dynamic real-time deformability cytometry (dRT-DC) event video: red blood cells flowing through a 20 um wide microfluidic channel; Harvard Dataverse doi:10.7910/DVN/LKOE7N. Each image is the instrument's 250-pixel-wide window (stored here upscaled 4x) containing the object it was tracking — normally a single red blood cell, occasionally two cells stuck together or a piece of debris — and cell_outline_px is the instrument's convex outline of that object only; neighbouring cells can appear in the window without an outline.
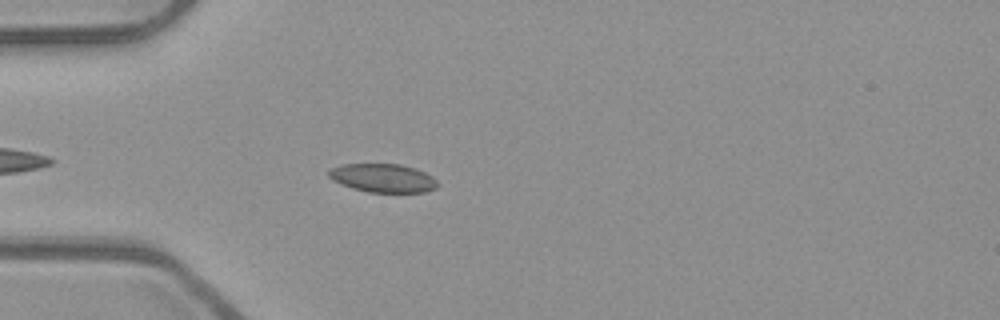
{"species": "common noctule bat (a hibernating species)", "species_latin": "Nyctalus noctula", "temperature_condition": "room temperature", "stored_images_in_passage": 34, "camera_frame_rate_fps": 3000, "um_per_image_px": 0.085, "animal": {"sex": "male", "body_mass_g": 23.1, "forearm_length_mm": 52.7}, "frame": {"image": 1, "passage_image": 2, "time_ms": 0.333, "image_size_px": [1000, 320], "cell_outline_px": [[440, 184], [436, 188], [424, 192], [368, 192], [352, 188], [332, 180], [328, 176], [328, 172], [332, 168], [344, 164], [400, 164], [416, 168], [432, 176]], "centroid_in_image_um": [32.57, 15.13], "position_along_channel_um": 52.4, "area_um2": 18.09}}
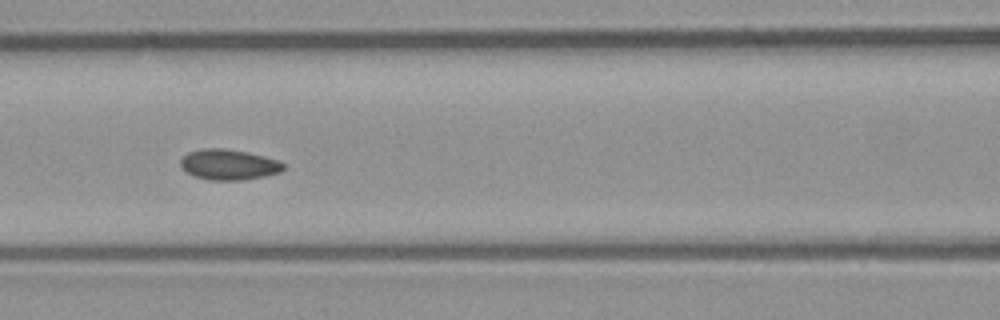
{"frame": {"image": 2, "passage_image": 10, "time_ms": 3.0, "image_size_px": [1000, 320], "cell_outline_px": [[284, 168], [280, 172], [264, 176], [244, 180], [208, 180], [196, 176], [180, 168], [180, 160], [188, 152], [200, 148], [224, 148], [248, 152], [280, 160], [284, 164]], "centroid_in_image_um": [19.44, 13.98], "position_along_channel_um": 147.2, "area_um2": 18.44}}
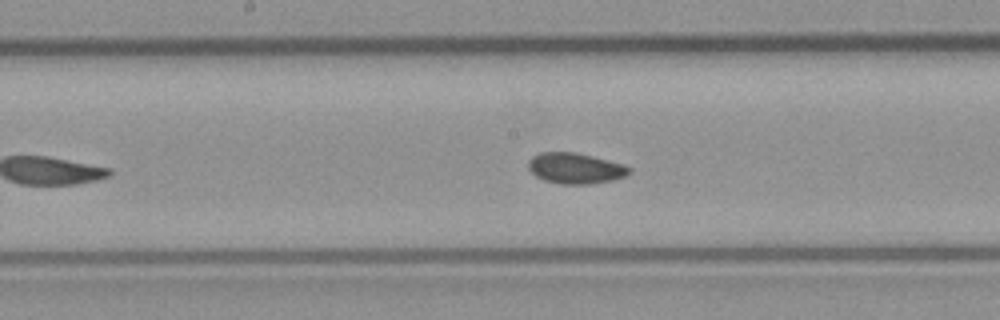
{"frame": {"image": 3, "passage_image": 14, "time_ms": 4.333, "image_size_px": [1000, 320], "cell_outline_px": [[632, 172], [624, 176], [612, 180], [592, 184], [560, 184], [544, 180], [536, 176], [528, 168], [528, 160], [532, 156], [540, 152], [576, 152], [592, 156], [620, 164], [632, 168]], "centroid_in_image_um": [48.87, 14.3], "position_along_channel_um": 199.3, "area_um2": 18.03}, "authors_computed_cell_mechanics": {"area_um2": 17.2822, "velocity_mm_per_s": 3.9272, "shape_relaxation_time_tau1_ms": null, "shape_relaxation_time_tau2_ms": 2.2933, "deformation_change_tau1": null, "deformation_change_tau2": 0.0611}}